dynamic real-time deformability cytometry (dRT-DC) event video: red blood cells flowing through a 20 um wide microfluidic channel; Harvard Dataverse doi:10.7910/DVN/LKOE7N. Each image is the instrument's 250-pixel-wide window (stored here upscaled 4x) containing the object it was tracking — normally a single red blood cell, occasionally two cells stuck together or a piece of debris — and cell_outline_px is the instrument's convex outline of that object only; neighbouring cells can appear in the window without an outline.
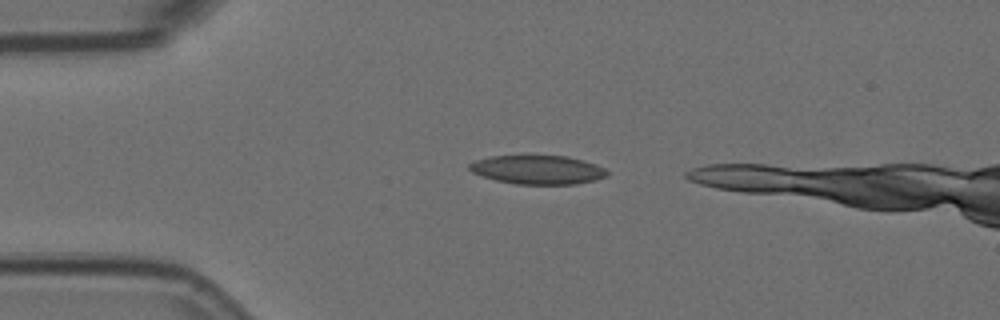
{"species": "Egyptian fruit bat (a non-hibernating species)", "species_latin": "Rousettus aegyptiacus", "temperature_condition": "room temperature", "stored_images_in_passage": 3, "camera_frame_rate_fps": 3000, "um_per_image_px": 0.085, "animal": {"sex": "female"}, "frame": {"image": 1, "passage_image": 3, "time_ms": 0.667, "image_size_px": [1000, 320], "cell_outline_px": [[608, 176], [596, 180], [576, 184], [516, 184], [496, 180], [472, 172], [468, 168], [468, 164], [476, 160], [492, 156], [568, 156], [584, 160], [596, 164], [604, 168], [608, 172]], "centroid_in_image_um": [45.74, 14.43], "position_along_channel_um": 39.3, "area_um2": 23.12}}